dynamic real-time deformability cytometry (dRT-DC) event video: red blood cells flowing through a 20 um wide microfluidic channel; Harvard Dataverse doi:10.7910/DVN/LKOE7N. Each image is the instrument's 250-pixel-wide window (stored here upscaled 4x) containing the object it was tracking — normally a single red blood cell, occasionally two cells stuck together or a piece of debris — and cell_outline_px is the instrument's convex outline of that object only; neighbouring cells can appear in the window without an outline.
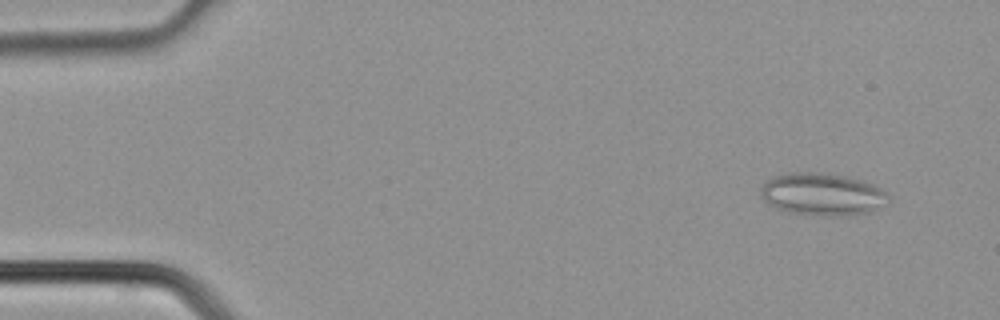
{"species": "common noctule bat (a hibernating species)", "species_latin": "Nyctalus noctula", "temperature_condition": "cold", "stored_images_in_passage": 37, "camera_frame_rate_fps": 3000, "um_per_image_px": 0.085, "animal": {"sex": "male", "body_mass_g": 21.5, "forearm_length_mm": 52.0}, "frame": {"image": 1, "passage_image": 2, "time_ms": 0.333, "image_size_px": [1000, 320], "cell_outline_px": [[888, 196], [872, 212], [788, 212], [776, 208], [764, 200], [760, 192], [760, 188], [772, 176], [788, 172], [820, 172], [848, 176], [872, 184], [880, 188]], "centroid_in_image_um": [69.79, 16.42], "position_along_channel_um": 15.2, "area_um2": 29.88}}
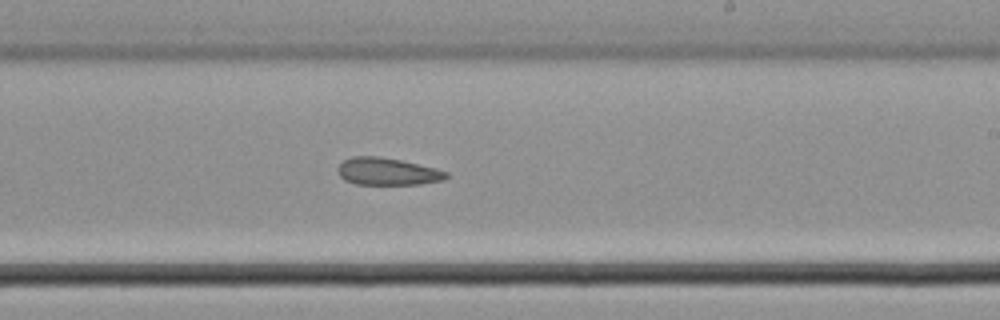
{"frame": {"image": 2, "passage_image": 22, "time_ms": 7.0, "image_size_px": [1000, 320], "cell_outline_px": [[448, 176], [444, 180], [420, 184], [356, 184], [344, 180], [340, 176], [336, 168], [344, 160], [352, 156], [380, 156], [400, 160], [436, 168], [448, 172]], "centroid_in_image_um": [32.92, 14.57], "position_along_channel_um": 256.1, "area_um2": 17.28}}
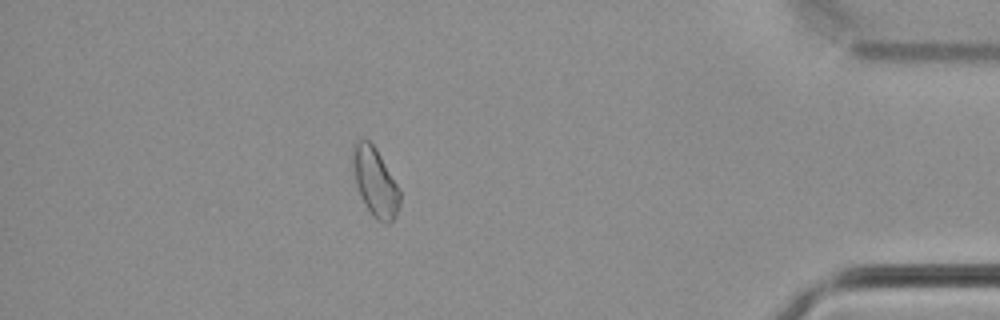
{"frame": {"image": 3, "passage_image": 33, "time_ms": 10.667, "image_size_px": [1000, 320], "cell_outline_px": [[400, 204], [396, 216], [388, 224], [376, 220], [372, 216], [364, 204], [356, 184], [352, 164], [352, 144], [356, 140], [368, 140], [376, 148], [400, 188]], "centroid_in_image_um": [31.89, 15.47], "position_along_channel_um": 403.3, "area_um2": 19.02}}